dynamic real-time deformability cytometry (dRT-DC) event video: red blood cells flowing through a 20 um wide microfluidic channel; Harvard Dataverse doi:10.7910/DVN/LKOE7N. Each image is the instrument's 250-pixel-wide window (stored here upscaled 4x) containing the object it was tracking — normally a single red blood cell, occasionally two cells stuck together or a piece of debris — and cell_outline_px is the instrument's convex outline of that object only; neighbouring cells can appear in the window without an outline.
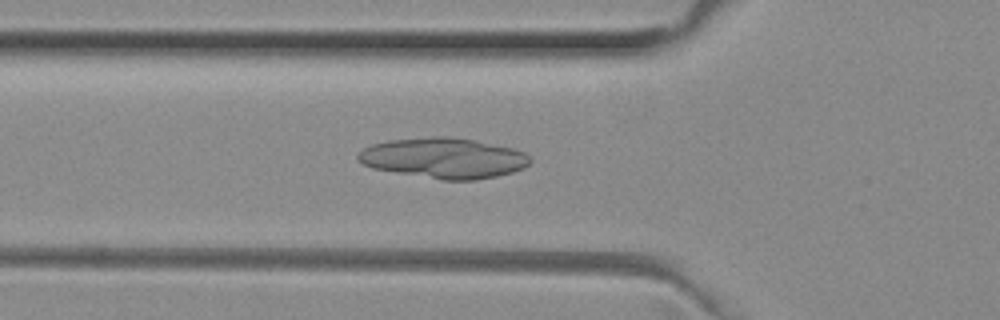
{"species": "common noctule bat (a hibernating species)", "species_latin": "Nyctalus noctula", "temperature_condition": "room temperature", "stored_images_in_passage": 45, "camera_frame_rate_fps": 3000, "um_per_image_px": 0.085, "animal": {"sex": "female", "body_mass_g": 29.2, "forearm_length_mm": 56.3}, "frame": {"image": 1, "passage_image": 12, "time_ms": 3.667, "image_size_px": [1000, 320], "cell_outline_px": [[532, 160], [524, 168], [512, 172], [496, 176], [476, 180], [444, 180], [372, 168], [356, 160], [356, 156], [364, 148], [372, 144], [388, 140], [432, 136], [452, 136], [476, 140], [512, 148], [524, 152]], "centroid_in_image_um": [37.72, 13.42], "position_along_channel_um": 88.1, "area_um2": 40.58}}
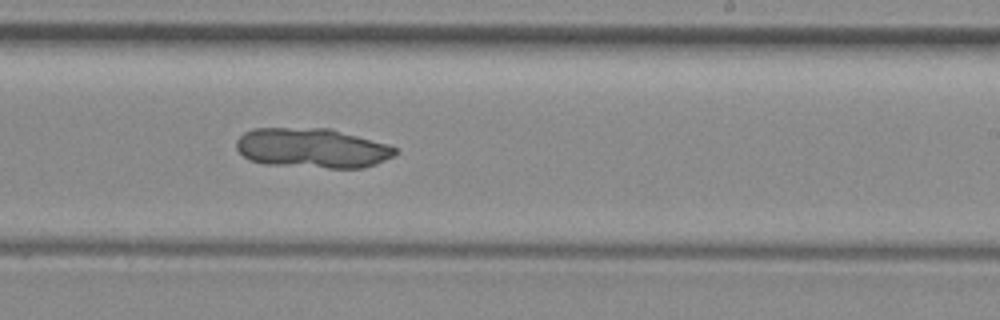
{"frame": {"image": 2, "passage_image": 25, "time_ms": 8.0, "image_size_px": [1000, 320], "cell_outline_px": [[400, 152], [396, 156], [376, 164], [364, 168], [328, 168], [264, 164], [248, 160], [236, 148], [236, 140], [244, 132], [252, 128], [332, 128], [388, 144], [396, 148]], "centroid_in_image_um": [26.56, 12.59], "position_along_channel_um": 262.4, "area_um2": 37.34}}
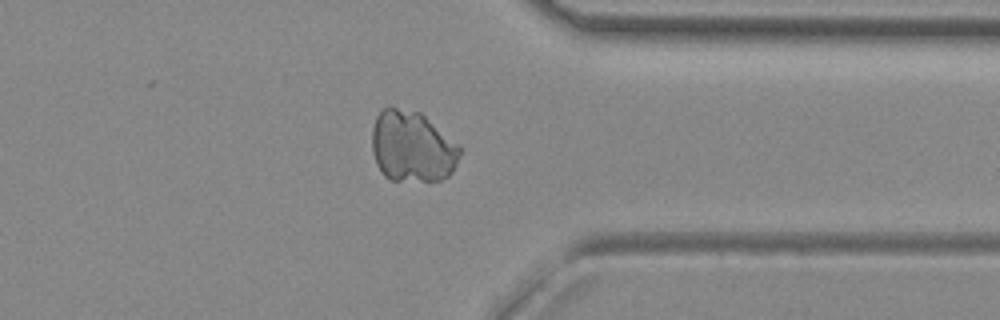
{"frame": {"image": 3, "passage_image": 34, "time_ms": 11.0, "image_size_px": [1000, 320], "cell_outline_px": [[464, 148], [452, 172], [448, 176], [440, 180], [392, 180], [384, 176], [376, 164], [372, 152], [372, 128], [376, 116], [388, 104], [392, 104], [420, 112], [460, 144]], "centroid_in_image_um": [35.04, 12.42], "position_along_channel_um": 376.4, "area_um2": 37.17}}